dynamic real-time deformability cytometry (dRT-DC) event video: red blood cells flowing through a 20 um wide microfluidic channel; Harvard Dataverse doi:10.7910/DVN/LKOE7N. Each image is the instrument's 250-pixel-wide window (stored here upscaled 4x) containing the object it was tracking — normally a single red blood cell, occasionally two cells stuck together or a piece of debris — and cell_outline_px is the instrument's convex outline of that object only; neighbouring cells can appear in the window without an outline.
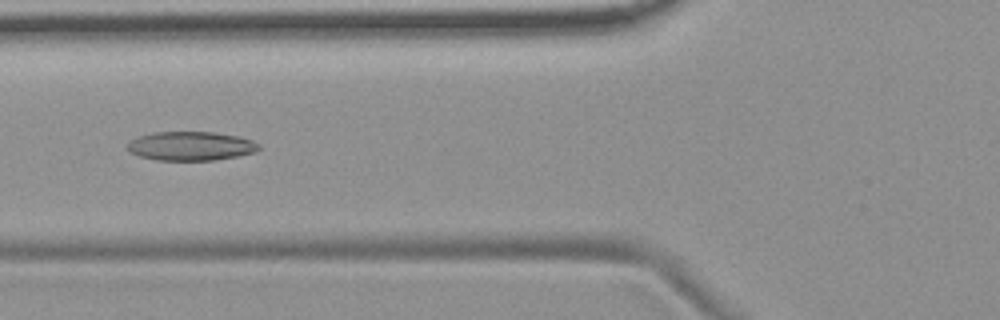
{"species": "common noctule bat (a hibernating species)", "species_latin": "Nyctalus noctula", "temperature_condition": "room temperature", "stored_images_in_passage": 3, "camera_frame_rate_fps": 3000, "um_per_image_px": 0.085, "animal": {"sex": "female", "body_mass_g": 19.9}, "frame": {"image": 1, "passage_image": 3, "time_ms": 2.333, "image_size_px": [1000, 320], "cell_outline_px": [[260, 148], [256, 152], [216, 160], [156, 160], [140, 156], [128, 152], [128, 140], [152, 132], [212, 132], [240, 136], [252, 140], [260, 144]], "centroid_in_image_um": [16.22, 12.41], "position_along_channel_um": 109.6, "area_um2": 22.31}}